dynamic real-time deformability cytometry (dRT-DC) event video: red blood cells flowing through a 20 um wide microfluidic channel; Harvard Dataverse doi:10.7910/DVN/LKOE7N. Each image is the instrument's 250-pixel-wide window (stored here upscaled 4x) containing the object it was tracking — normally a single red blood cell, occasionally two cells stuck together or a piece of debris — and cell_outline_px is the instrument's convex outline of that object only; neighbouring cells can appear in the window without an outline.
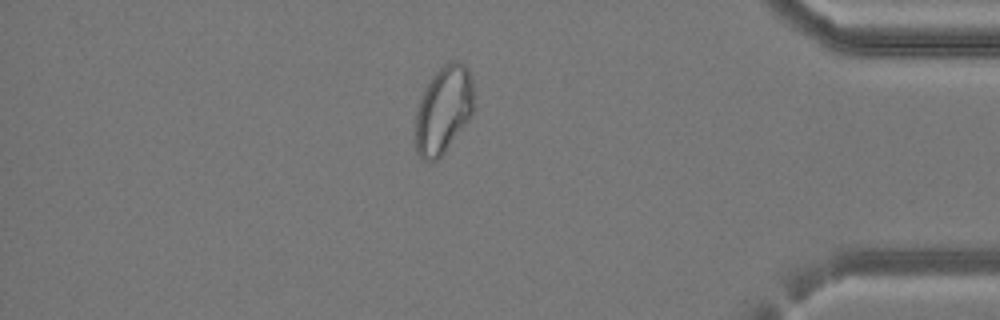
{"species": "common noctule bat (a hibernating species)", "species_latin": "Nyctalus noctula", "temperature_condition": "cold", "stored_images_in_passage": 41, "camera_frame_rate_fps": 3000, "um_per_image_px": 0.085, "animal": {"sex": "female", "body_mass_g": 24.6, "forearm_length_mm": 56.2}, "frame": {"image": 1, "passage_image": 35, "time_ms": 11.333, "image_size_px": [1000, 320], "cell_outline_px": [[472, 112], [468, 120], [444, 152], [436, 160], [424, 160], [416, 152], [416, 112], [420, 100], [432, 76], [444, 64], [452, 60], [456, 60], [464, 64], [468, 68], [472, 80]], "centroid_in_image_um": [37.69, 9.31], "position_along_channel_um": 397.5, "area_um2": 29.13}}